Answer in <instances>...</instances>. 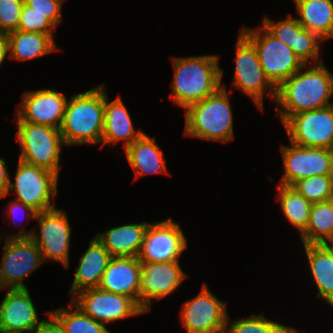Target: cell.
<instances>
[{
  "label": "cell",
  "mask_w": 333,
  "mask_h": 333,
  "mask_svg": "<svg viewBox=\"0 0 333 333\" xmlns=\"http://www.w3.org/2000/svg\"><path fill=\"white\" fill-rule=\"evenodd\" d=\"M59 175L49 170L25 163L19 159L14 177L15 182H9L6 197L10 191L16 193L15 199L31 206L37 212L55 207L51 199L57 194ZM52 197V198H51Z\"/></svg>",
  "instance_id": "obj_8"
},
{
  "label": "cell",
  "mask_w": 333,
  "mask_h": 333,
  "mask_svg": "<svg viewBox=\"0 0 333 333\" xmlns=\"http://www.w3.org/2000/svg\"><path fill=\"white\" fill-rule=\"evenodd\" d=\"M187 245L180 224L171 218L162 220L148 224L137 258L152 263L178 261Z\"/></svg>",
  "instance_id": "obj_15"
},
{
  "label": "cell",
  "mask_w": 333,
  "mask_h": 333,
  "mask_svg": "<svg viewBox=\"0 0 333 333\" xmlns=\"http://www.w3.org/2000/svg\"><path fill=\"white\" fill-rule=\"evenodd\" d=\"M10 182V174L7 171V166L4 158H0V195H6Z\"/></svg>",
  "instance_id": "obj_38"
},
{
  "label": "cell",
  "mask_w": 333,
  "mask_h": 333,
  "mask_svg": "<svg viewBox=\"0 0 333 333\" xmlns=\"http://www.w3.org/2000/svg\"><path fill=\"white\" fill-rule=\"evenodd\" d=\"M64 0H24V3L34 11L43 14L48 18L56 27L62 21L61 7Z\"/></svg>",
  "instance_id": "obj_35"
},
{
  "label": "cell",
  "mask_w": 333,
  "mask_h": 333,
  "mask_svg": "<svg viewBox=\"0 0 333 333\" xmlns=\"http://www.w3.org/2000/svg\"><path fill=\"white\" fill-rule=\"evenodd\" d=\"M21 100V107L16 113L18 122L61 128L67 104V97L63 93L54 88L31 90L24 92Z\"/></svg>",
  "instance_id": "obj_17"
},
{
  "label": "cell",
  "mask_w": 333,
  "mask_h": 333,
  "mask_svg": "<svg viewBox=\"0 0 333 333\" xmlns=\"http://www.w3.org/2000/svg\"><path fill=\"white\" fill-rule=\"evenodd\" d=\"M292 187L312 204L333 199V175H315L304 178Z\"/></svg>",
  "instance_id": "obj_32"
},
{
  "label": "cell",
  "mask_w": 333,
  "mask_h": 333,
  "mask_svg": "<svg viewBox=\"0 0 333 333\" xmlns=\"http://www.w3.org/2000/svg\"><path fill=\"white\" fill-rule=\"evenodd\" d=\"M55 28L56 26L48 18L24 3L18 25L19 31L49 34L54 39Z\"/></svg>",
  "instance_id": "obj_33"
},
{
  "label": "cell",
  "mask_w": 333,
  "mask_h": 333,
  "mask_svg": "<svg viewBox=\"0 0 333 333\" xmlns=\"http://www.w3.org/2000/svg\"><path fill=\"white\" fill-rule=\"evenodd\" d=\"M140 277L141 262L137 257H111L99 288L127 296L140 306Z\"/></svg>",
  "instance_id": "obj_20"
},
{
  "label": "cell",
  "mask_w": 333,
  "mask_h": 333,
  "mask_svg": "<svg viewBox=\"0 0 333 333\" xmlns=\"http://www.w3.org/2000/svg\"><path fill=\"white\" fill-rule=\"evenodd\" d=\"M125 154L136 177L153 173H167L163 151L156 144L155 139L145 133L125 149Z\"/></svg>",
  "instance_id": "obj_24"
},
{
  "label": "cell",
  "mask_w": 333,
  "mask_h": 333,
  "mask_svg": "<svg viewBox=\"0 0 333 333\" xmlns=\"http://www.w3.org/2000/svg\"><path fill=\"white\" fill-rule=\"evenodd\" d=\"M110 259L109 252L96 237L90 240L88 249L80 258V263L75 269L70 295H75L88 288L99 287Z\"/></svg>",
  "instance_id": "obj_22"
},
{
  "label": "cell",
  "mask_w": 333,
  "mask_h": 333,
  "mask_svg": "<svg viewBox=\"0 0 333 333\" xmlns=\"http://www.w3.org/2000/svg\"><path fill=\"white\" fill-rule=\"evenodd\" d=\"M218 59L217 55L174 57L173 93L170 95L174 103L186 110L217 92L222 87L223 77Z\"/></svg>",
  "instance_id": "obj_2"
},
{
  "label": "cell",
  "mask_w": 333,
  "mask_h": 333,
  "mask_svg": "<svg viewBox=\"0 0 333 333\" xmlns=\"http://www.w3.org/2000/svg\"><path fill=\"white\" fill-rule=\"evenodd\" d=\"M147 222L131 223L98 233L96 238L111 257H137L148 227Z\"/></svg>",
  "instance_id": "obj_23"
},
{
  "label": "cell",
  "mask_w": 333,
  "mask_h": 333,
  "mask_svg": "<svg viewBox=\"0 0 333 333\" xmlns=\"http://www.w3.org/2000/svg\"><path fill=\"white\" fill-rule=\"evenodd\" d=\"M0 333H32V332H21V331H0Z\"/></svg>",
  "instance_id": "obj_41"
},
{
  "label": "cell",
  "mask_w": 333,
  "mask_h": 333,
  "mask_svg": "<svg viewBox=\"0 0 333 333\" xmlns=\"http://www.w3.org/2000/svg\"><path fill=\"white\" fill-rule=\"evenodd\" d=\"M284 173L281 185L293 186L315 175H333V152L327 148L303 147L290 142L281 147Z\"/></svg>",
  "instance_id": "obj_12"
},
{
  "label": "cell",
  "mask_w": 333,
  "mask_h": 333,
  "mask_svg": "<svg viewBox=\"0 0 333 333\" xmlns=\"http://www.w3.org/2000/svg\"><path fill=\"white\" fill-rule=\"evenodd\" d=\"M300 236L303 244H323L333 237V199L312 204L308 226Z\"/></svg>",
  "instance_id": "obj_28"
},
{
  "label": "cell",
  "mask_w": 333,
  "mask_h": 333,
  "mask_svg": "<svg viewBox=\"0 0 333 333\" xmlns=\"http://www.w3.org/2000/svg\"><path fill=\"white\" fill-rule=\"evenodd\" d=\"M8 40L6 35L0 34V66L9 55Z\"/></svg>",
  "instance_id": "obj_39"
},
{
  "label": "cell",
  "mask_w": 333,
  "mask_h": 333,
  "mask_svg": "<svg viewBox=\"0 0 333 333\" xmlns=\"http://www.w3.org/2000/svg\"><path fill=\"white\" fill-rule=\"evenodd\" d=\"M331 243V244H330ZM323 245L329 250V252L333 255V237L327 239Z\"/></svg>",
  "instance_id": "obj_40"
},
{
  "label": "cell",
  "mask_w": 333,
  "mask_h": 333,
  "mask_svg": "<svg viewBox=\"0 0 333 333\" xmlns=\"http://www.w3.org/2000/svg\"><path fill=\"white\" fill-rule=\"evenodd\" d=\"M43 263L42 252L31 239H6L0 262V292L27 289L23 280Z\"/></svg>",
  "instance_id": "obj_11"
},
{
  "label": "cell",
  "mask_w": 333,
  "mask_h": 333,
  "mask_svg": "<svg viewBox=\"0 0 333 333\" xmlns=\"http://www.w3.org/2000/svg\"><path fill=\"white\" fill-rule=\"evenodd\" d=\"M235 48V73L232 86L247 94L258 110H263V97L266 90H269L268 94L275 101L276 88L265 76L254 45L241 32Z\"/></svg>",
  "instance_id": "obj_9"
},
{
  "label": "cell",
  "mask_w": 333,
  "mask_h": 333,
  "mask_svg": "<svg viewBox=\"0 0 333 333\" xmlns=\"http://www.w3.org/2000/svg\"><path fill=\"white\" fill-rule=\"evenodd\" d=\"M226 86L185 111V135L202 140L227 142L234 139L233 113Z\"/></svg>",
  "instance_id": "obj_4"
},
{
  "label": "cell",
  "mask_w": 333,
  "mask_h": 333,
  "mask_svg": "<svg viewBox=\"0 0 333 333\" xmlns=\"http://www.w3.org/2000/svg\"><path fill=\"white\" fill-rule=\"evenodd\" d=\"M6 37L9 57L17 61L32 60L58 50L49 34L16 30Z\"/></svg>",
  "instance_id": "obj_26"
},
{
  "label": "cell",
  "mask_w": 333,
  "mask_h": 333,
  "mask_svg": "<svg viewBox=\"0 0 333 333\" xmlns=\"http://www.w3.org/2000/svg\"><path fill=\"white\" fill-rule=\"evenodd\" d=\"M16 127L19 159L59 175L61 147L65 146L60 129L29 122H17Z\"/></svg>",
  "instance_id": "obj_6"
},
{
  "label": "cell",
  "mask_w": 333,
  "mask_h": 333,
  "mask_svg": "<svg viewBox=\"0 0 333 333\" xmlns=\"http://www.w3.org/2000/svg\"><path fill=\"white\" fill-rule=\"evenodd\" d=\"M297 21L322 40L333 39L332 0H294Z\"/></svg>",
  "instance_id": "obj_25"
},
{
  "label": "cell",
  "mask_w": 333,
  "mask_h": 333,
  "mask_svg": "<svg viewBox=\"0 0 333 333\" xmlns=\"http://www.w3.org/2000/svg\"><path fill=\"white\" fill-rule=\"evenodd\" d=\"M317 297L333 305V255L323 244H304Z\"/></svg>",
  "instance_id": "obj_27"
},
{
  "label": "cell",
  "mask_w": 333,
  "mask_h": 333,
  "mask_svg": "<svg viewBox=\"0 0 333 333\" xmlns=\"http://www.w3.org/2000/svg\"><path fill=\"white\" fill-rule=\"evenodd\" d=\"M71 303H68L69 308L60 307L50 311L61 323L65 333H110L103 323L97 322Z\"/></svg>",
  "instance_id": "obj_30"
},
{
  "label": "cell",
  "mask_w": 333,
  "mask_h": 333,
  "mask_svg": "<svg viewBox=\"0 0 333 333\" xmlns=\"http://www.w3.org/2000/svg\"><path fill=\"white\" fill-rule=\"evenodd\" d=\"M105 87L100 85L67 100L60 132L67 146L101 144Z\"/></svg>",
  "instance_id": "obj_3"
},
{
  "label": "cell",
  "mask_w": 333,
  "mask_h": 333,
  "mask_svg": "<svg viewBox=\"0 0 333 333\" xmlns=\"http://www.w3.org/2000/svg\"><path fill=\"white\" fill-rule=\"evenodd\" d=\"M227 304L203 284L199 295L182 304L180 319L187 333H224Z\"/></svg>",
  "instance_id": "obj_13"
},
{
  "label": "cell",
  "mask_w": 333,
  "mask_h": 333,
  "mask_svg": "<svg viewBox=\"0 0 333 333\" xmlns=\"http://www.w3.org/2000/svg\"><path fill=\"white\" fill-rule=\"evenodd\" d=\"M24 0H0V34L18 30Z\"/></svg>",
  "instance_id": "obj_34"
},
{
  "label": "cell",
  "mask_w": 333,
  "mask_h": 333,
  "mask_svg": "<svg viewBox=\"0 0 333 333\" xmlns=\"http://www.w3.org/2000/svg\"><path fill=\"white\" fill-rule=\"evenodd\" d=\"M259 28L243 27L241 33L254 45L265 76L277 88L305 64L290 47L273 36L263 25Z\"/></svg>",
  "instance_id": "obj_7"
},
{
  "label": "cell",
  "mask_w": 333,
  "mask_h": 333,
  "mask_svg": "<svg viewBox=\"0 0 333 333\" xmlns=\"http://www.w3.org/2000/svg\"><path fill=\"white\" fill-rule=\"evenodd\" d=\"M71 301L85 314L105 325L146 313L133 299L99 287L82 290L72 296Z\"/></svg>",
  "instance_id": "obj_14"
},
{
  "label": "cell",
  "mask_w": 333,
  "mask_h": 333,
  "mask_svg": "<svg viewBox=\"0 0 333 333\" xmlns=\"http://www.w3.org/2000/svg\"><path fill=\"white\" fill-rule=\"evenodd\" d=\"M331 98H333V74L326 68L324 62L311 64L309 67L305 64L276 88L275 102L280 106L276 111L283 124L294 114L333 104Z\"/></svg>",
  "instance_id": "obj_1"
},
{
  "label": "cell",
  "mask_w": 333,
  "mask_h": 333,
  "mask_svg": "<svg viewBox=\"0 0 333 333\" xmlns=\"http://www.w3.org/2000/svg\"><path fill=\"white\" fill-rule=\"evenodd\" d=\"M104 129L102 134L101 146H113L124 140L123 147L126 149L144 132L134 129L129 111L124 105L120 96L109 102L105 90L104 103ZM114 144V145H113Z\"/></svg>",
  "instance_id": "obj_21"
},
{
  "label": "cell",
  "mask_w": 333,
  "mask_h": 333,
  "mask_svg": "<svg viewBox=\"0 0 333 333\" xmlns=\"http://www.w3.org/2000/svg\"><path fill=\"white\" fill-rule=\"evenodd\" d=\"M282 125L293 144L330 150L333 147V104L294 114Z\"/></svg>",
  "instance_id": "obj_10"
},
{
  "label": "cell",
  "mask_w": 333,
  "mask_h": 333,
  "mask_svg": "<svg viewBox=\"0 0 333 333\" xmlns=\"http://www.w3.org/2000/svg\"><path fill=\"white\" fill-rule=\"evenodd\" d=\"M262 25L277 39L290 47L304 64L309 65L323 62L320 57V45L322 40L318 35L306 30L296 19L288 16L279 22L264 16Z\"/></svg>",
  "instance_id": "obj_18"
},
{
  "label": "cell",
  "mask_w": 333,
  "mask_h": 333,
  "mask_svg": "<svg viewBox=\"0 0 333 333\" xmlns=\"http://www.w3.org/2000/svg\"><path fill=\"white\" fill-rule=\"evenodd\" d=\"M279 185L280 186L276 188L278 191L277 200L280 201L282 212L289 223H291L301 235L308 226L312 203L294 187Z\"/></svg>",
  "instance_id": "obj_29"
},
{
  "label": "cell",
  "mask_w": 333,
  "mask_h": 333,
  "mask_svg": "<svg viewBox=\"0 0 333 333\" xmlns=\"http://www.w3.org/2000/svg\"><path fill=\"white\" fill-rule=\"evenodd\" d=\"M0 304V331L32 332L40 325L27 289H6Z\"/></svg>",
  "instance_id": "obj_19"
},
{
  "label": "cell",
  "mask_w": 333,
  "mask_h": 333,
  "mask_svg": "<svg viewBox=\"0 0 333 333\" xmlns=\"http://www.w3.org/2000/svg\"><path fill=\"white\" fill-rule=\"evenodd\" d=\"M228 320L227 316L224 333H290L294 330L290 326L268 320L260 314L234 320L233 322Z\"/></svg>",
  "instance_id": "obj_31"
},
{
  "label": "cell",
  "mask_w": 333,
  "mask_h": 333,
  "mask_svg": "<svg viewBox=\"0 0 333 333\" xmlns=\"http://www.w3.org/2000/svg\"><path fill=\"white\" fill-rule=\"evenodd\" d=\"M186 275L178 261L141 262L140 307L149 312L152 299L160 300L175 292Z\"/></svg>",
  "instance_id": "obj_16"
},
{
  "label": "cell",
  "mask_w": 333,
  "mask_h": 333,
  "mask_svg": "<svg viewBox=\"0 0 333 333\" xmlns=\"http://www.w3.org/2000/svg\"><path fill=\"white\" fill-rule=\"evenodd\" d=\"M9 215H11V219L14 221V216H15V214H16V212L18 213L19 212V210L21 211V213L23 212L22 210H24V212H23V214L25 213L26 214V212H27V214H28V219H33V220H35V218H36V215H37V211L36 210H34L31 206H28V205H26V204H23L21 201H18V200H16V199H14L13 201H11V202H9ZM19 209V210H18ZM29 216H30V218H29Z\"/></svg>",
  "instance_id": "obj_37"
},
{
  "label": "cell",
  "mask_w": 333,
  "mask_h": 333,
  "mask_svg": "<svg viewBox=\"0 0 333 333\" xmlns=\"http://www.w3.org/2000/svg\"><path fill=\"white\" fill-rule=\"evenodd\" d=\"M50 320L42 319L34 333H65L61 323L50 313H45Z\"/></svg>",
  "instance_id": "obj_36"
},
{
  "label": "cell",
  "mask_w": 333,
  "mask_h": 333,
  "mask_svg": "<svg viewBox=\"0 0 333 333\" xmlns=\"http://www.w3.org/2000/svg\"><path fill=\"white\" fill-rule=\"evenodd\" d=\"M35 220L39 222V232L25 231L21 226L17 235L7 234L6 239H31L42 252L44 262L59 261L69 269L71 226L66 211L54 207L38 212Z\"/></svg>",
  "instance_id": "obj_5"
}]
</instances>
